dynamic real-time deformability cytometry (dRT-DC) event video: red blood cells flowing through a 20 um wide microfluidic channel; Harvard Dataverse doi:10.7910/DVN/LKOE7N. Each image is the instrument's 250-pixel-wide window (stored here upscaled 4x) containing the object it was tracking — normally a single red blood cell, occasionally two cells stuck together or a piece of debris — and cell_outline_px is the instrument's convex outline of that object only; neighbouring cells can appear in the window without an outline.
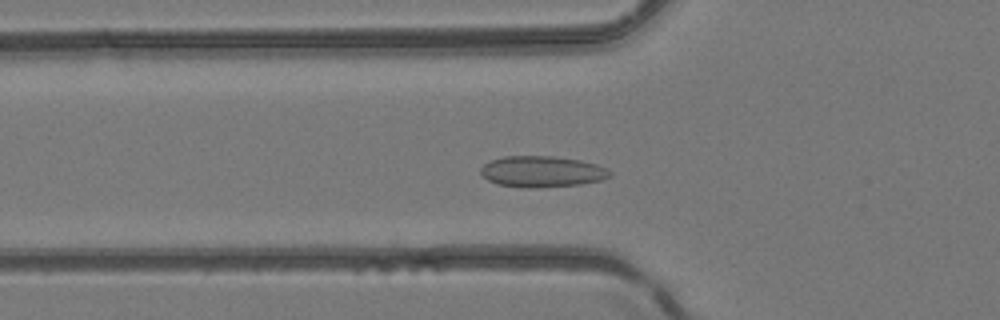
{"species": "common noctule bat (a hibernating species)", "species_latin": "Nyctalus noctula", "temperature_condition": "room temperature", "stored_images_in_passage": 39, "camera_frame_rate_fps": 3000, "um_per_image_px": 0.085, "animal": {"sex": "female", "body_mass_g": 24.6, "forearm_length_mm": 56.2}, "frame": {"image": 1, "passage_image": 8, "time_ms": 2.333, "image_size_px": [1000, 320], "cell_outline_px": [[612, 176], [600, 180], [580, 184], [536, 188], [524, 188], [496, 184], [488, 180], [480, 172], [480, 168], [484, 164], [492, 160], [504, 156], [552, 156], [580, 160], [596, 164], [612, 172]], "centroid_in_image_um": [46.05, 14.59], "position_along_channel_um": 79.7, "area_um2": 23.41}}
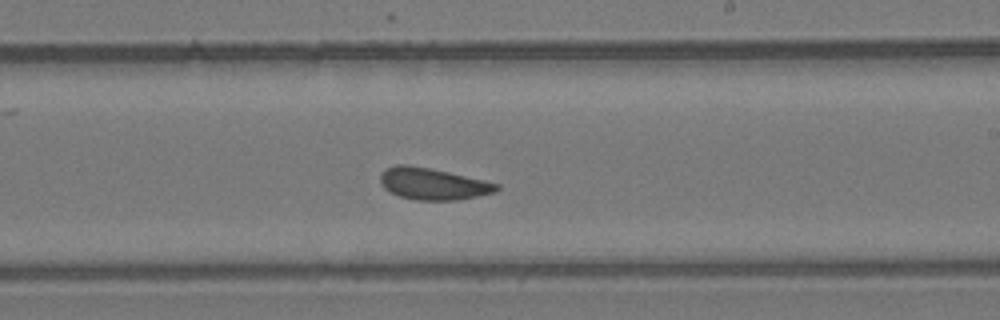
{"frame": {"image": 2, "passage_image": 20, "time_ms": 6.333, "image_size_px": [1000, 320], "cell_outline_px": [[500, 188], [496, 192], [456, 200], [416, 200], [400, 196], [384, 188], [380, 184], [380, 176], [388, 168], [396, 164], [408, 164], [448, 172], [484, 180], [500, 184]], "centroid_in_image_um": [36.81, 15.63], "position_along_channel_um": 252.2, "area_um2": 21.27}}
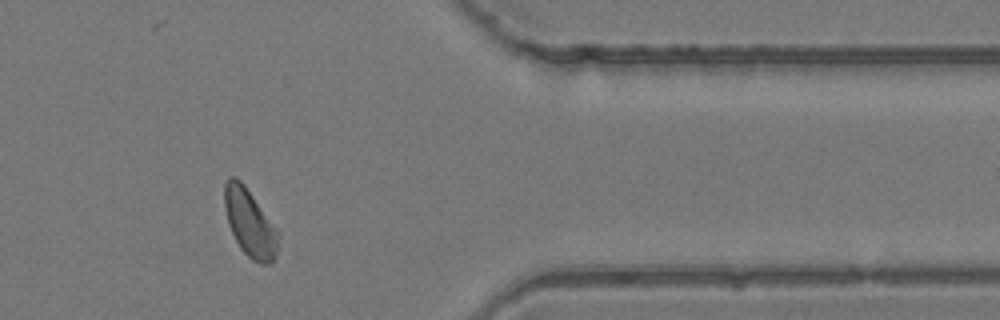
{"frame": {"image": 3, "passage_image": 31, "time_ms": 10.0, "image_size_px": [1000, 320], "cell_outline_px": [[280, 236], [276, 252], [272, 264], [260, 264], [252, 260], [240, 248], [228, 224], [224, 208], [224, 184], [228, 176], [236, 176], [244, 184], [280, 232]], "centroid_in_image_um": [21.24, 18.94], "position_along_channel_um": 390.2, "area_um2": 21.39}}